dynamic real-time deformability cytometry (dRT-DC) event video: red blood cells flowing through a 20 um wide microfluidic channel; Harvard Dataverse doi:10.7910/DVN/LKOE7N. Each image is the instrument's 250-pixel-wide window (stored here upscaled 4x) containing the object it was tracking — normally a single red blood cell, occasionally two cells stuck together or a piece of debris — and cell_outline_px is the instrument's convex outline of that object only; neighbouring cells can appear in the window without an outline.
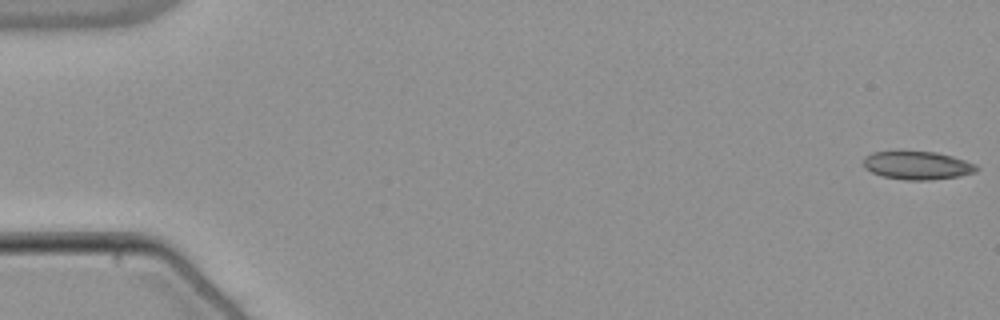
{"species": "common noctule bat (a hibernating species)", "species_latin": "Nyctalus noctula", "temperature_condition": "warm", "stored_images_in_passage": 55, "camera_frame_rate_fps": 3000, "um_per_image_px": 0.085, "animal": {"sex": "male", "body_mass_g": 21.5, "forearm_length_mm": 52.0}, "frame": {"image": 1, "passage_image": 1, "time_ms": 0.0, "image_size_px": [1000, 320], "cell_outline_px": [[980, 168], [976, 172], [960, 176], [932, 180], [908, 180], [880, 176], [864, 168], [864, 156], [872, 152], [896, 148], [900, 148], [936, 152], [952, 156], [976, 164]], "centroid_in_image_um": [77.93, 14.01], "position_along_channel_um": 7.1, "area_um2": 19.59}}
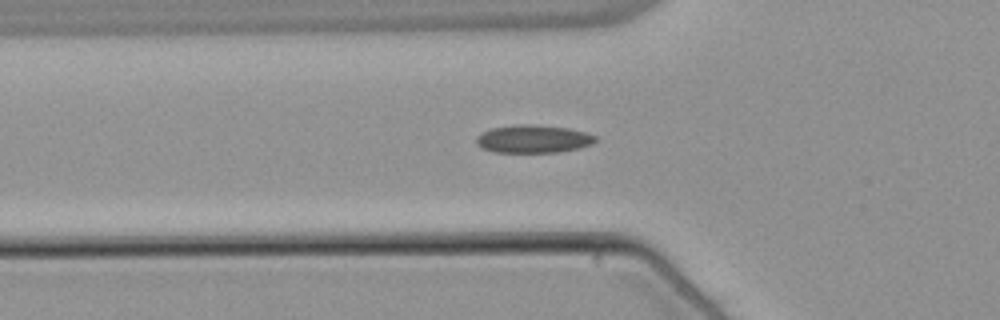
{"frame": {"image": 2, "passage_image": 19, "time_ms": 6.0, "image_size_px": [1000, 320], "cell_outline_px": [[596, 140], [592, 144], [580, 148], [560, 152], [496, 152], [484, 148], [476, 144], [476, 136], [492, 128], [516, 124], [532, 124], [568, 128], [584, 132], [596, 136]], "centroid_in_image_um": [45.34, 11.81], "position_along_channel_um": 80.5, "area_um2": 19.31}}
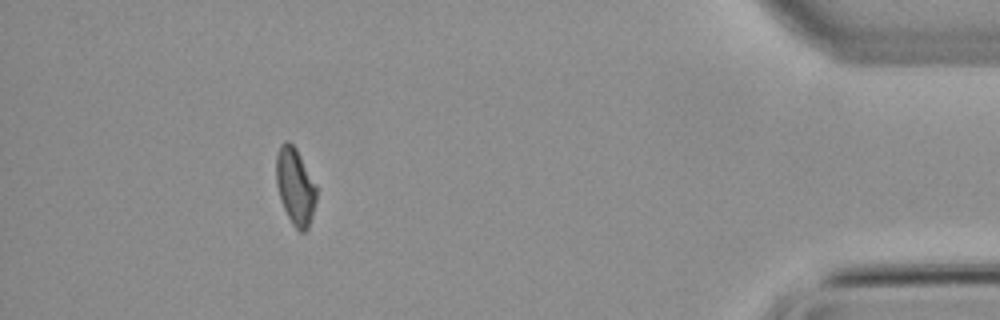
{"frame": {"image": 3, "passage_image": 49, "time_ms": 16.0, "image_size_px": [1000, 320], "cell_outline_px": [[316, 200], [312, 216], [308, 228], [304, 232], [300, 232], [292, 224], [284, 208], [276, 184], [276, 156], [280, 144], [284, 140], [288, 140], [296, 148], [316, 188]], "centroid_in_image_um": [25.07, 15.83], "position_along_channel_um": 410.1, "area_um2": 17.69}, "authors_computed_cell_mechanics": {"area_um2": 18.8428, "velocity_mm_per_s": 3.857, "shape_relaxation_time_tau1_ms": null, "shape_relaxation_time_tau2_ms": 2.2437, "deformation_change_tau1": null, "deformation_change_tau2": 0.0773}}